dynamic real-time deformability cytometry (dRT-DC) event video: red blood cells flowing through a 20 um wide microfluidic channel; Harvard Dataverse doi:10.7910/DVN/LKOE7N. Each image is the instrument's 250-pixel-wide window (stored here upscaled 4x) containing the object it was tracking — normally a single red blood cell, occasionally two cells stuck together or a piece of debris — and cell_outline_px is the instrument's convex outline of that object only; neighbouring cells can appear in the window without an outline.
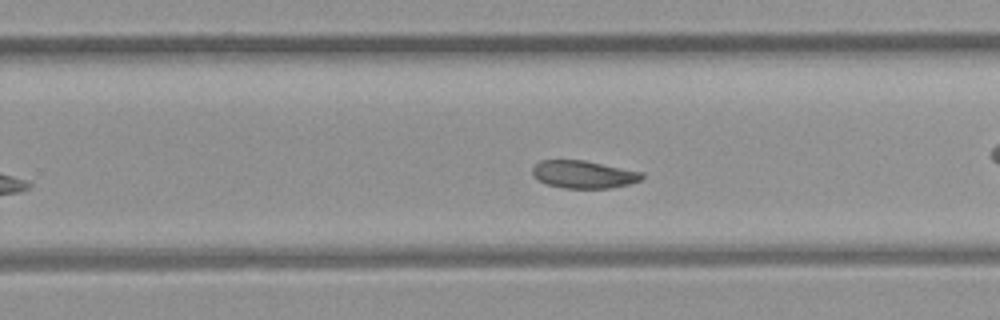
{"species": "common noctule bat (a hibernating species)", "species_latin": "Nyctalus noctula", "temperature_condition": "room temperature", "stored_images_in_passage": 27, "camera_frame_rate_fps": 3000, "um_per_image_px": 0.085, "animal": {"sex": "female", "body_mass_g": 21.9}, "frame": {"image": 1, "passage_image": 16, "time_ms": 5.0, "image_size_px": [1000, 320], "cell_outline_px": [[644, 176], [640, 180], [628, 184], [612, 188], [564, 188], [548, 184], [532, 176], [532, 168], [540, 160], [584, 160], [644, 172]], "centroid_in_image_um": [49.62, 14.82], "position_along_channel_um": 280.2, "area_um2": 17.63}}